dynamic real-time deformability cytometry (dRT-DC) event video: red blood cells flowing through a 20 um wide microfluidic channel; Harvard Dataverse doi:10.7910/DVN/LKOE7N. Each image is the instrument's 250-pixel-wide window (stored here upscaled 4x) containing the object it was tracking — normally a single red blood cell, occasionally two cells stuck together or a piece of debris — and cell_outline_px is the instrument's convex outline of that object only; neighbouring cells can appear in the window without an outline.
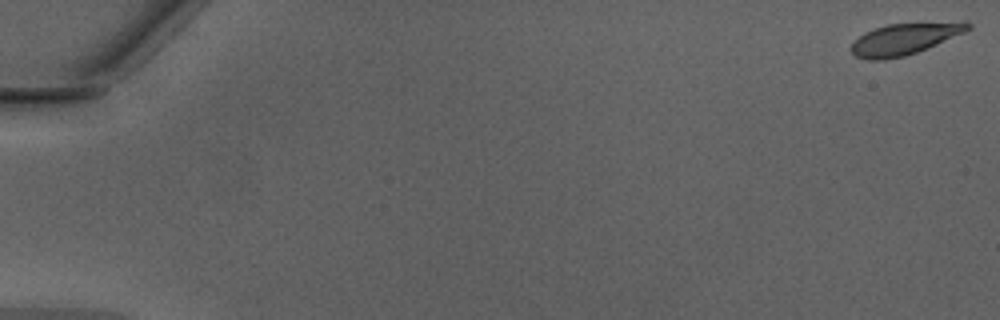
{"species": "Egyptian fruit bat (a non-hibernating species)", "species_latin": "Rousettus aegyptiacus", "temperature_condition": "warm", "stored_images_in_passage": 5, "camera_frame_rate_fps": 3000, "um_per_image_px": 0.085, "animal": {"sex": "male"}, "frame": {"image": 1, "passage_image": 1, "time_ms": 0.0, "image_size_px": [1000, 320], "cell_outline_px": [[972, 28], [964, 32], [916, 52], [904, 56], [884, 60], [868, 60], [856, 56], [852, 52], [852, 44], [864, 32], [888, 24], [964, 20], [968, 20], [972, 24]], "centroid_in_image_um": [76.95, 3.27], "position_along_channel_um": 8.0, "area_um2": 21.44}}